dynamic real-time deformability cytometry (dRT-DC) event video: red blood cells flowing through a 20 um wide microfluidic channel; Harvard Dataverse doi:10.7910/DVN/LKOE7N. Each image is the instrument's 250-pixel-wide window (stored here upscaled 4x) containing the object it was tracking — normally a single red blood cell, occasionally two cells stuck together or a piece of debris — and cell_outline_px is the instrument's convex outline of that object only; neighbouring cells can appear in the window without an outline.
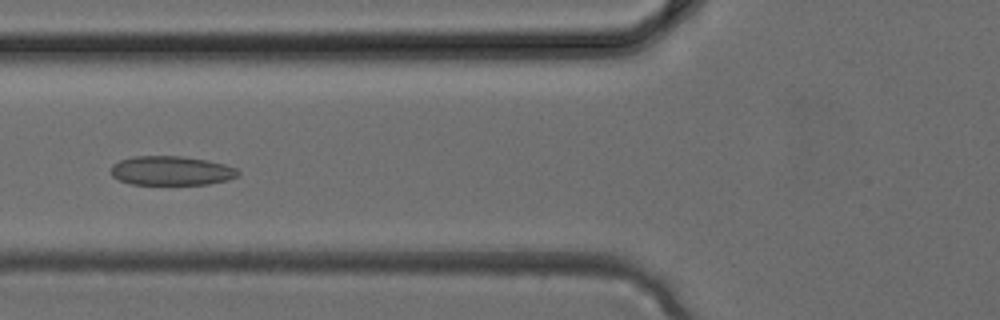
{"species": "common noctule bat (a hibernating species)", "species_latin": "Nyctalus noctula", "temperature_condition": "cold", "stored_images_in_passage": 4, "camera_frame_rate_fps": 3000, "um_per_image_px": 0.085, "animal": {"sex": "female", "body_mass_g": 24.6, "forearm_length_mm": 56.2}, "frame": {"image": 1, "passage_image": 4, "time_ms": 1.0, "image_size_px": [1000, 320], "cell_outline_px": [[240, 172], [236, 176], [228, 180], [208, 184], [132, 184], [120, 180], [112, 176], [112, 164], [120, 160], [132, 156], [180, 156], [204, 160], [224, 164], [236, 168]], "centroid_in_image_um": [14.55, 14.51], "position_along_channel_um": 111.3, "area_um2": 21.44}}